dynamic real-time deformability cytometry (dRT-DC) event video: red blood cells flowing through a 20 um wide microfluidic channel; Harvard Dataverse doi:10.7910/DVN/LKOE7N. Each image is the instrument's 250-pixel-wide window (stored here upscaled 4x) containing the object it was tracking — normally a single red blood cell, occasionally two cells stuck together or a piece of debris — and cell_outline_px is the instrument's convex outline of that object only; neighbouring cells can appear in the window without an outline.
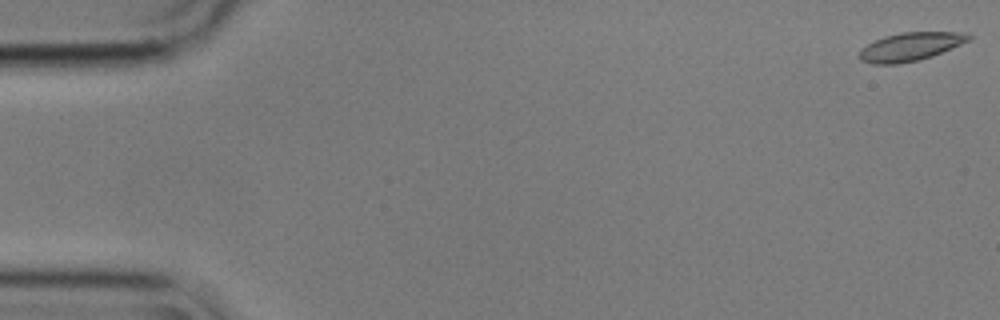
{"species": "common noctule bat (a hibernating species)", "species_latin": "Nyctalus noctula", "temperature_condition": "cold", "stored_images_in_passage": 56, "camera_frame_rate_fps": 3000, "um_per_image_px": 0.085, "animal": {"sex": "male", "body_mass_g": 17.9}, "frame": {"image": 1, "passage_image": 1, "time_ms": 0.0, "image_size_px": [1000, 320], "cell_outline_px": [[972, 40], [932, 56], [920, 60], [896, 64], [872, 64], [860, 60], [856, 56], [860, 48], [884, 36], [900, 32], [960, 32], [972, 36]], "centroid_in_image_um": [77.35, 3.97], "position_along_channel_um": 7.6, "area_um2": 18.26}}
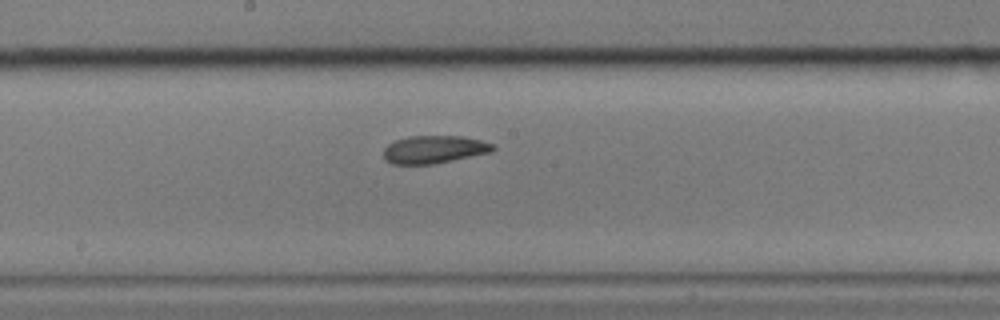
{"frame": {"image": 2, "passage_image": 30, "time_ms": 9.667, "image_size_px": [1000, 320], "cell_outline_px": [[496, 148], [492, 152], [432, 164], [392, 164], [384, 160], [384, 148], [388, 144], [396, 140], [408, 136], [464, 136], [496, 144]], "centroid_in_image_um": [36.92, 12.7], "position_along_channel_um": 211.3, "area_um2": 17.8}}
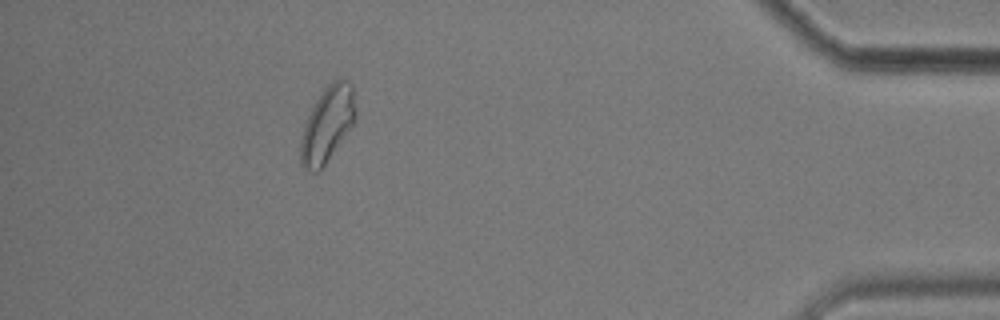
{"frame": {"image": 3, "passage_image": 51, "time_ms": 16.667, "image_size_px": [1000, 320], "cell_outline_px": [[356, 120], [324, 164], [316, 172], [312, 172], [304, 168], [300, 164], [300, 140], [308, 116], [316, 100], [324, 88], [336, 76], [344, 76], [352, 84], [356, 108]], "centroid_in_image_um": [27.85, 10.48], "position_along_channel_um": 407.4, "area_um2": 24.16}, "authors_computed_cell_mechanics": {"area_um2": 18.3515, "velocity_mm_per_s": 3.5381, "shape_relaxation_time_tau1_ms": 4.2979, "shape_relaxation_time_tau2_ms": 8.7293, "deformation_change_tau1": 0.1165, "deformation_change_tau2": 0.1266}}